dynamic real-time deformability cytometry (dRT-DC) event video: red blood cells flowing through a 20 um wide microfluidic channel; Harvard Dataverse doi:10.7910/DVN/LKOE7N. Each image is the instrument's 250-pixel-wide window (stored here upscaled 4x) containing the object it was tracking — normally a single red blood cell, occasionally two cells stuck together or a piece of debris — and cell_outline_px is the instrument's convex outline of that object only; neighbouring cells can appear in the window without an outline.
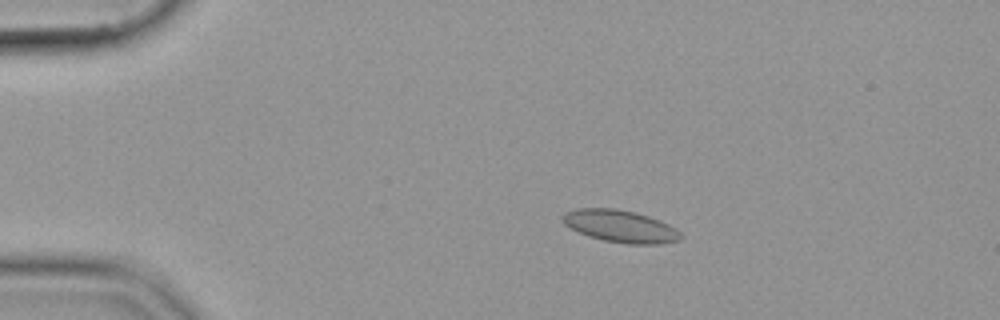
{"species": "common noctule bat (a hibernating species)", "species_latin": "Nyctalus noctula", "temperature_condition": "cold", "stored_images_in_passage": 55, "camera_frame_rate_fps": 3000, "um_per_image_px": 0.085, "animal": {"sex": "female", "body_mass_g": 19.9}, "frame": {"image": 1, "passage_image": 11, "time_ms": 3.333, "image_size_px": [1000, 320], "cell_outline_px": [[684, 236], [680, 240], [660, 244], [628, 244], [604, 240], [588, 236], [564, 224], [560, 220], [560, 216], [564, 212], [576, 208], [616, 208], [636, 212], [648, 216], [668, 224], [676, 228]], "centroid_in_image_um": [52.72, 19.22], "position_along_channel_um": 32.3, "area_um2": 22.37}}
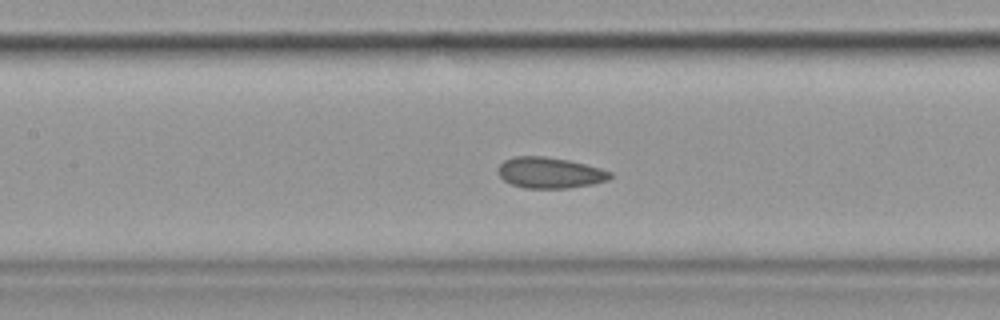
{"frame": {"image": 2, "passage_image": 26, "time_ms": 8.333, "image_size_px": [1000, 320], "cell_outline_px": [[612, 176], [608, 180], [592, 184], [568, 188], [524, 188], [512, 184], [504, 180], [496, 172], [496, 168], [504, 160], [512, 156], [544, 156], [568, 160], [600, 168], [612, 172]], "centroid_in_image_um": [46.7, 14.68], "position_along_channel_um": 160.7, "area_um2": 20.29}}
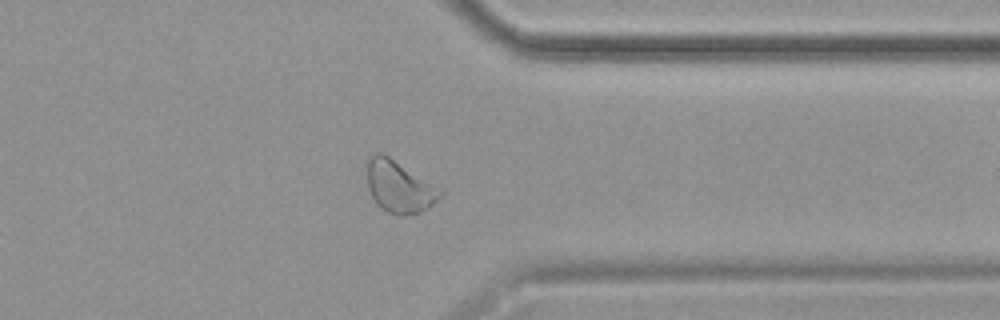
{"frame": {"image": 3, "passage_image": 44, "time_ms": 14.333, "image_size_px": [1000, 320], "cell_outline_px": [[444, 192], [428, 208], [420, 212], [404, 216], [400, 216], [388, 212], [380, 208], [376, 204], [368, 188], [368, 160], [376, 152], [384, 152], [444, 188]], "centroid_in_image_um": [33.98, 15.84], "position_along_channel_um": 377.4, "area_um2": 22.72}}